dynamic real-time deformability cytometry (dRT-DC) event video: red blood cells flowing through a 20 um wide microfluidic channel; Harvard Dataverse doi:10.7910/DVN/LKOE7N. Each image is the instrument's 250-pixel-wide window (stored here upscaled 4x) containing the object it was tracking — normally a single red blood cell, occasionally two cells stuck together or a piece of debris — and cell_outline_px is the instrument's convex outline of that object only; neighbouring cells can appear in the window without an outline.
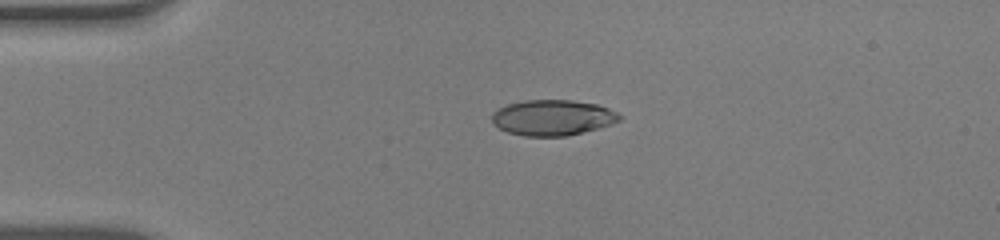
{"species": "human", "species_latin": "Homo sapiens", "temperature_condition": "warm", "stored_images_in_passage": 41, "camera_frame_rate_fps": 3000, "um_per_image_px": 0.085, "donor": {"sex": "male"}, "frame": {"image": 1, "passage_image": 1, "time_ms": 0.0, "image_size_px": [1000, 240], "cell_outline_px": [[624, 116], [620, 120], [612, 124], [568, 136], [524, 136], [508, 132], [492, 124], [492, 112], [508, 104], [524, 100], [572, 100], [596, 104], [608, 108]], "centroid_in_image_um": [46.98, 10.0], "position_along_channel_um": 38.0, "area_um2": 26.53}}
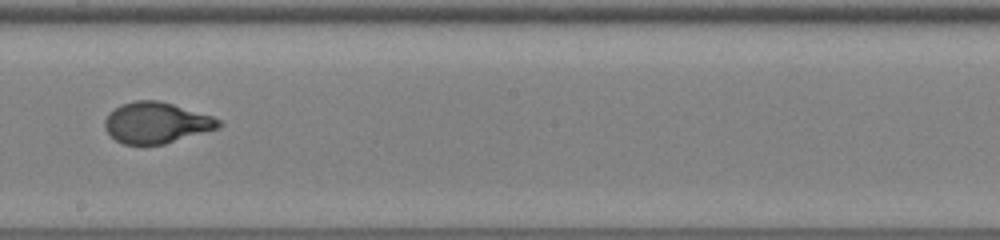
{"frame": {"image": 2, "passage_image": 19, "time_ms": 6.0, "image_size_px": [1000, 240], "cell_outline_px": [[224, 124], [220, 128], [164, 144], [124, 144], [116, 140], [104, 128], [104, 120], [108, 112], [120, 104], [136, 100], [156, 100], [172, 104], [212, 116], [220, 120]], "centroid_in_image_um": [13.28, 10.43], "position_along_channel_um": 234.9, "area_um2": 27.22}}
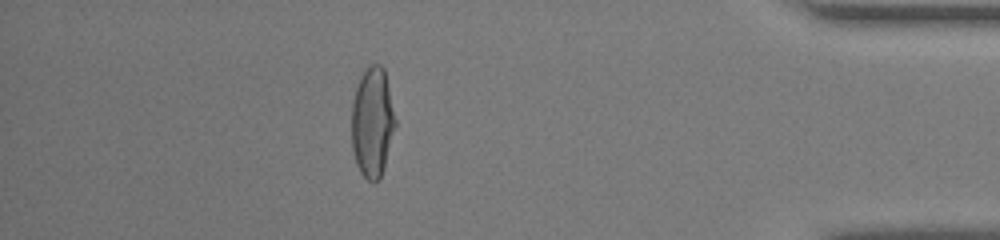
{"frame": {"image": 3, "passage_image": 35, "time_ms": 11.333, "image_size_px": [1000, 240], "cell_outline_px": [[396, 124], [384, 168], [380, 180], [368, 180], [360, 172], [356, 164], [352, 148], [352, 100], [360, 76], [372, 64], [380, 64], [384, 68], [396, 120]], "centroid_in_image_um": [31.65, 10.4], "position_along_channel_um": 403.5, "area_um2": 27.92}, "authors_computed_cell_mechanics": {"area_um2": 27.6284, "velocity_mm_per_s": 3.9494, "shape_relaxation_time_tau1_ms": 4.8906, "shape_relaxation_time_tau2_ms": null, "deformation_change_tau1": 0.2615, "deformation_change_tau2": null}}